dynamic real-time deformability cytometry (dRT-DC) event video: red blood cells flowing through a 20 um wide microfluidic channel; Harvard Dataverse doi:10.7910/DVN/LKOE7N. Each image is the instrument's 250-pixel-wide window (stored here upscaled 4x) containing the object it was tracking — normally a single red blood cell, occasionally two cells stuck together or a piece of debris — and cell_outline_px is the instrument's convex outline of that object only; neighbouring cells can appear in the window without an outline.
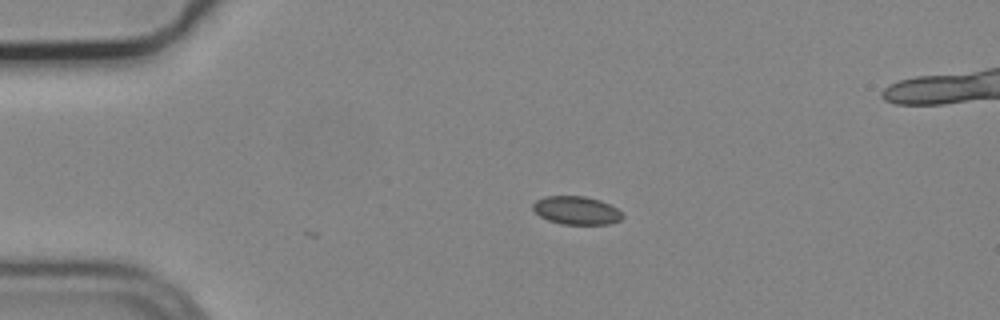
{"species": "common noctule bat (a hibernating species)", "species_latin": "Nyctalus noctula", "temperature_condition": "cold", "stored_images_in_passage": 2, "camera_frame_rate_fps": 3000, "um_per_image_px": 0.085, "animal": {"sex": "male", "body_mass_g": 19.2, "forearm_length_mm": 51.8}, "frame": {"image": 1, "passage_image": 1, "time_ms": 0.0, "image_size_px": [1000, 320], "cell_outline_px": [[624, 216], [620, 220], [612, 224], [560, 224], [548, 220], [540, 216], [532, 208], [532, 204], [536, 200], [548, 196], [584, 196], [600, 200], [616, 208]], "centroid_in_image_um": [48.99, 17.89], "position_along_channel_um": 36.0, "area_um2": 14.68}}